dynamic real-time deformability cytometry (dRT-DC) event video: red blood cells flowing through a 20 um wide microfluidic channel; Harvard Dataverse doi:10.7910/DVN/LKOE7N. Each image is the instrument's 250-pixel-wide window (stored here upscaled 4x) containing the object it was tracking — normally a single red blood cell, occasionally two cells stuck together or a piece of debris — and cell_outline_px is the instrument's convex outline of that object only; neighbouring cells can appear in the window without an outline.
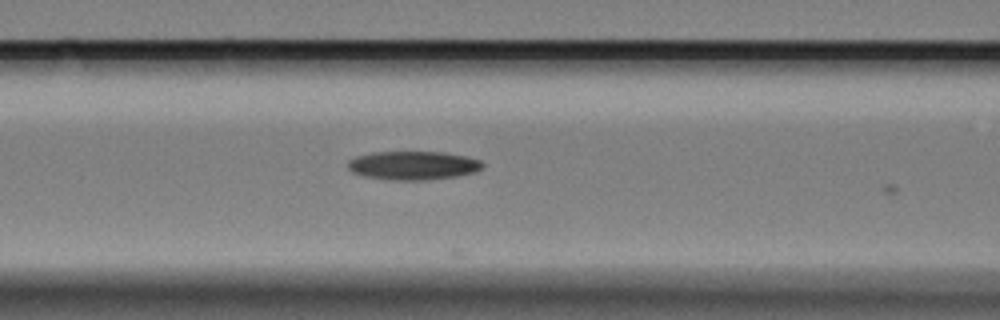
{"species": "Egyptian fruit bat (a non-hibernating species)", "species_latin": "Rousettus aegyptiacus", "temperature_condition": "cold", "stored_images_in_passage": 20, "camera_frame_rate_fps": 3000, "um_per_image_px": 0.085, "animal": {"sex": "female"}, "frame": {"image": 1, "passage_image": 19, "time_ms": 6.0, "image_size_px": [1000, 320], "cell_outline_px": [[484, 164], [476, 172], [456, 176], [428, 180], [388, 180], [364, 176], [352, 172], [348, 168], [348, 160], [356, 156], [372, 152], [440, 152], [464, 156], [480, 160]], "centroid_in_image_um": [35.08, 14.07], "position_along_channel_um": 131.5, "area_um2": 22.48}}